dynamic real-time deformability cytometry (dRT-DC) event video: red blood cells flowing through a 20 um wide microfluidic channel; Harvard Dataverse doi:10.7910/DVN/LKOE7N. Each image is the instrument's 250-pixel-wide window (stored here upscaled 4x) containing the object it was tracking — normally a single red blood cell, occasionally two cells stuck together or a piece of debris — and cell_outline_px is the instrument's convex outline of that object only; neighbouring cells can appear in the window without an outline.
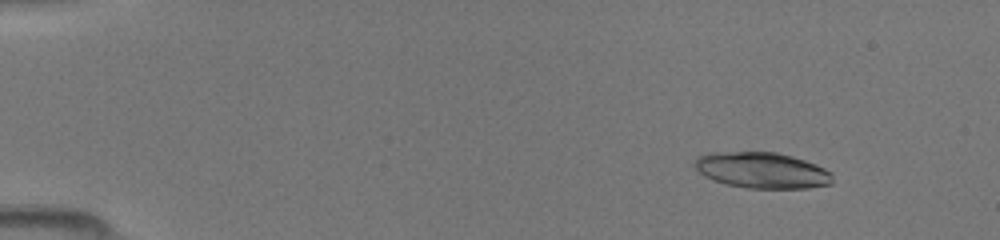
{"species": "common noctule bat (a hibernating species)", "species_latin": "Nyctalus noctula", "temperature_condition": "room temperature", "stored_images_in_passage": 34, "camera_frame_rate_fps": 3000, "um_per_image_px": 0.085, "animal": {"sex": "female", "body_mass_g": 19.5, "forearm_length_mm": 54.1}, "frame": {"image": 1, "passage_image": 1, "time_ms": 0.0, "image_size_px": [1000, 240], "cell_outline_px": [[832, 184], [808, 188], [748, 188], [728, 184], [712, 180], [704, 176], [696, 168], [696, 156], [716, 152], [776, 152], [792, 156], [816, 164], [832, 172]], "centroid_in_image_um": [64.8, 14.47], "position_along_channel_um": 20.2, "area_um2": 28.78}}
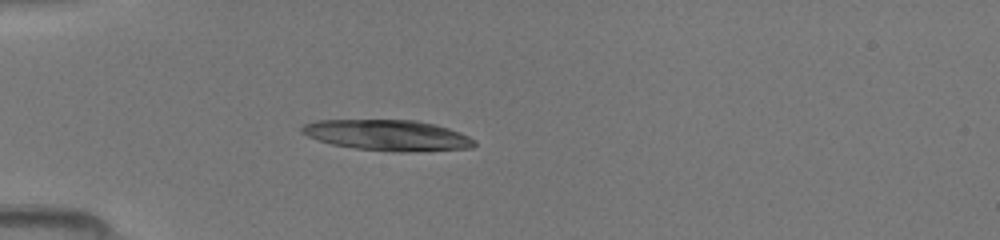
{"frame": {"image": 2, "passage_image": 5, "time_ms": 1.333, "image_size_px": [1000, 240], "cell_outline_px": [[476, 144], [472, 148], [404, 152], [392, 152], [356, 148], [332, 144], [308, 136], [300, 132], [300, 128], [304, 124], [316, 120], [416, 120], [448, 128], [460, 132], [476, 140]], "centroid_in_image_um": [32.95, 11.49], "position_along_channel_um": 52.0, "area_um2": 30.87}}
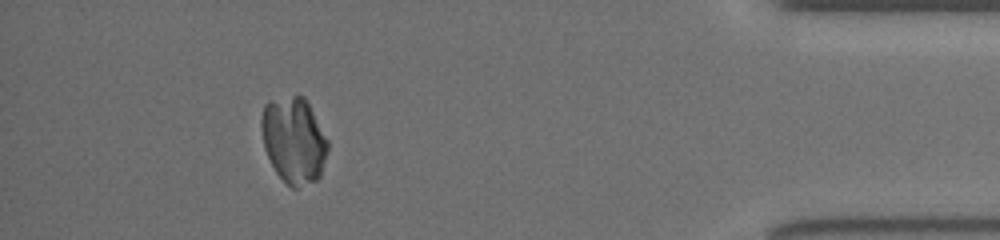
{"frame": {"image": 3, "passage_image": 30, "time_ms": 9.667, "image_size_px": [1000, 240], "cell_outline_px": [[328, 152], [320, 176], [316, 180], [296, 188], [292, 188], [276, 172], [264, 148], [260, 124], [260, 120], [264, 104], [268, 100], [300, 92], [304, 96], [328, 140]], "centroid_in_image_um": [24.96, 11.86], "position_along_channel_um": 410.2, "area_um2": 33.7}}